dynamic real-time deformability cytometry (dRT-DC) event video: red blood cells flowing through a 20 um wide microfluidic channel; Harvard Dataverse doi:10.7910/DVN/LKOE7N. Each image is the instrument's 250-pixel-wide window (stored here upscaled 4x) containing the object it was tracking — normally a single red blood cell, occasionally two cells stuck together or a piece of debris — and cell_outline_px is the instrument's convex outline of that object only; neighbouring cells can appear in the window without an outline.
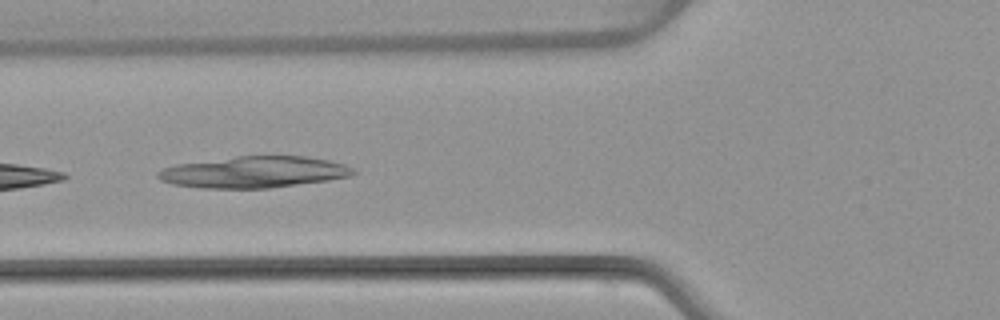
{"species": "common noctule bat (a hibernating species)", "species_latin": "Nyctalus noctula", "temperature_condition": "warm", "stored_images_in_passage": 8, "camera_frame_rate_fps": 3000, "um_per_image_px": 0.085, "animal": {"sex": "female", "body_mass_g": 22.7, "forearm_length_mm": 54.2}, "frame": {"image": 1, "passage_image": 5, "time_ms": 6.0, "image_size_px": [1000, 320], "cell_outline_px": [[356, 172], [352, 176], [328, 180], [268, 188], [200, 188], [172, 184], [160, 180], [156, 176], [156, 172], [164, 168], [176, 164], [236, 156], [304, 156], [328, 160], [344, 164], [352, 168]], "centroid_in_image_um": [21.56, 14.63], "position_along_channel_um": 104.2, "area_um2": 35.72}}
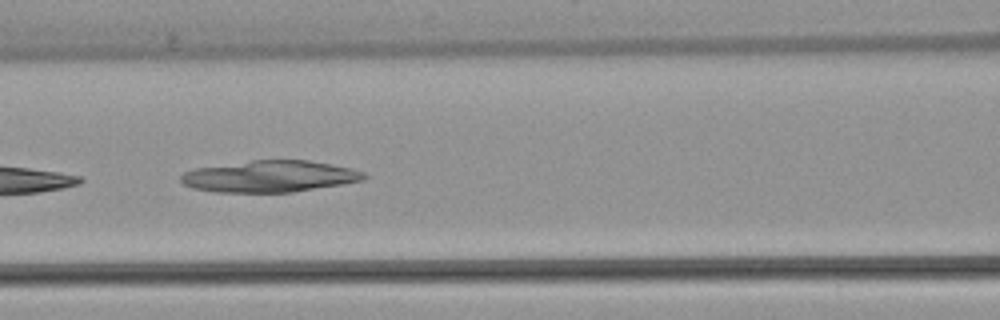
{"frame": {"image": 2, "passage_image": 6, "time_ms": 7.0, "image_size_px": [1000, 320], "cell_outline_px": [[368, 176], [364, 180], [292, 192], [216, 192], [192, 188], [184, 184], [180, 180], [180, 176], [184, 172], [196, 168], [252, 160], [308, 160], [352, 168], [364, 172]], "centroid_in_image_um": [22.92, 14.99], "position_along_channel_um": 143.7, "area_um2": 33.52}}
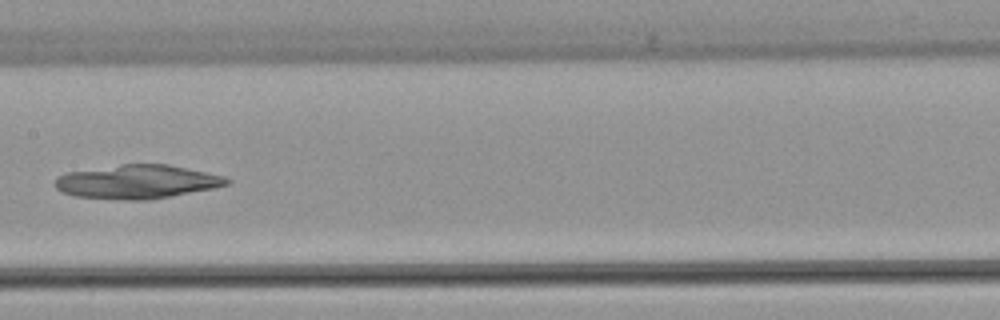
{"frame": {"image": 3, "passage_image": 7, "time_ms": 8.333, "image_size_px": [1000, 320], "cell_outline_px": [[232, 180], [228, 184], [212, 188], [148, 200], [124, 200], [76, 196], [64, 192], [56, 188], [52, 184], [56, 176], [64, 172], [120, 164], [168, 164], [224, 176]], "centroid_in_image_um": [11.59, 15.44], "position_along_channel_um": 195.8, "area_um2": 33.81}}